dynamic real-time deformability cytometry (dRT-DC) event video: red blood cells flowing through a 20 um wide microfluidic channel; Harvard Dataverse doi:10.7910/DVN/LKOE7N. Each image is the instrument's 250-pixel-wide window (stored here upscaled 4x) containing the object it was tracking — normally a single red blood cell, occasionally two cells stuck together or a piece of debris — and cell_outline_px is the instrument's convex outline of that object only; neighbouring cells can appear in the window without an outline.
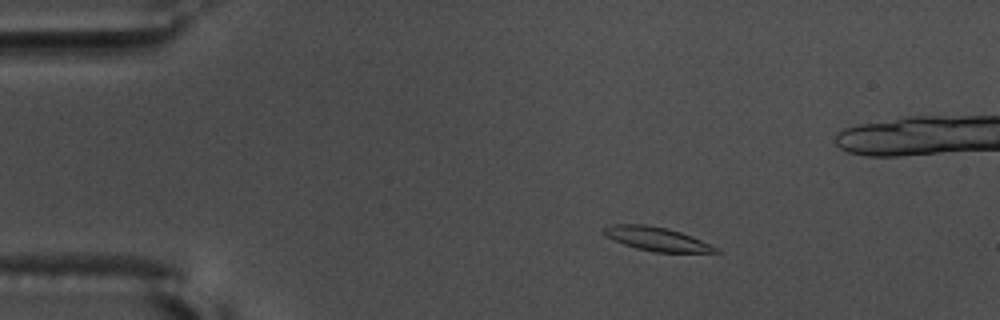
{"species": "common noctule bat (a hibernating species)", "species_latin": "Nyctalus noctula", "temperature_condition": "warm", "stored_images_in_passage": 49, "camera_frame_rate_fps": 3000, "um_per_image_px": 0.085, "animal": {"sex": "male", "body_mass_g": 17.5, "forearm_length_mm": 52.3}, "frame": {"image": 1, "passage_image": 1, "time_ms": 0.0, "image_size_px": [1000, 320], "cell_outline_px": [[724, 252], [656, 252], [636, 248], [624, 244], [604, 236], [604, 228], [612, 224], [644, 224], [668, 228], [692, 236], [720, 248]], "centroid_in_image_um": [55.86, 20.31], "position_along_channel_um": 29.1, "area_um2": 15.49}}
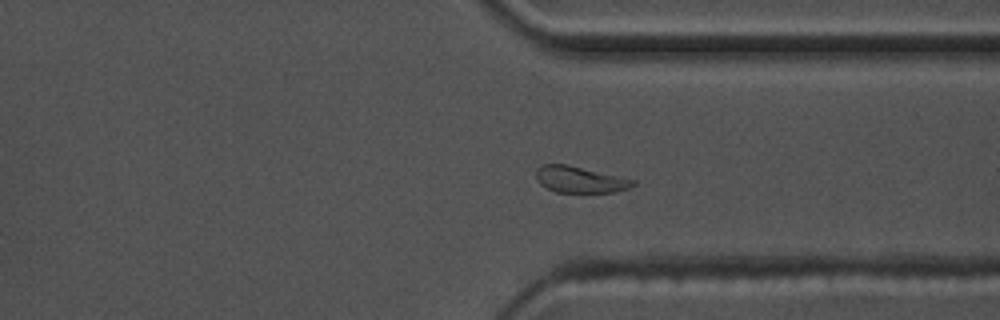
{"frame": {"image": 2, "passage_image": 34, "time_ms": 11.0, "image_size_px": [1000, 320], "cell_outline_px": [[636, 184], [628, 188], [616, 192], [556, 192], [544, 188], [536, 180], [536, 168], [544, 164], [564, 164], [636, 180]], "centroid_in_image_um": [49.25, 15.27], "position_along_channel_um": 362.1, "area_um2": 14.8}}
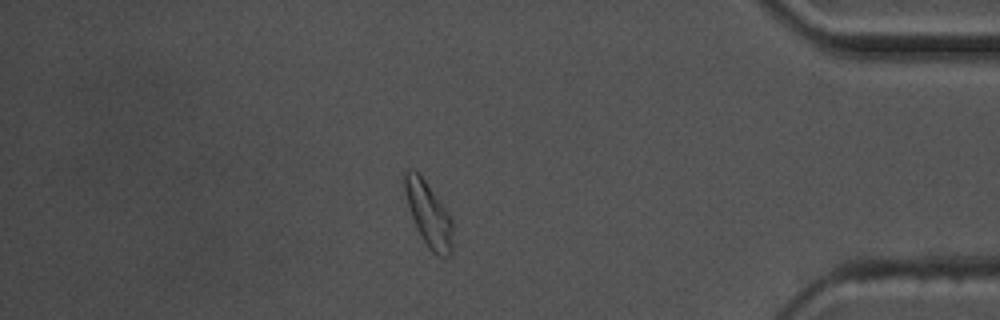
{"frame": {"image": 3, "passage_image": 40, "time_ms": 13.0, "image_size_px": [1000, 320], "cell_outline_px": [[452, 252], [448, 256], [440, 256], [432, 252], [428, 248], [420, 236], [416, 228], [408, 204], [404, 188], [404, 168], [412, 168], [424, 180], [448, 212], [452, 220]], "centroid_in_image_um": [36.42, 18.22], "position_along_channel_um": 398.8, "area_um2": 17.86}}